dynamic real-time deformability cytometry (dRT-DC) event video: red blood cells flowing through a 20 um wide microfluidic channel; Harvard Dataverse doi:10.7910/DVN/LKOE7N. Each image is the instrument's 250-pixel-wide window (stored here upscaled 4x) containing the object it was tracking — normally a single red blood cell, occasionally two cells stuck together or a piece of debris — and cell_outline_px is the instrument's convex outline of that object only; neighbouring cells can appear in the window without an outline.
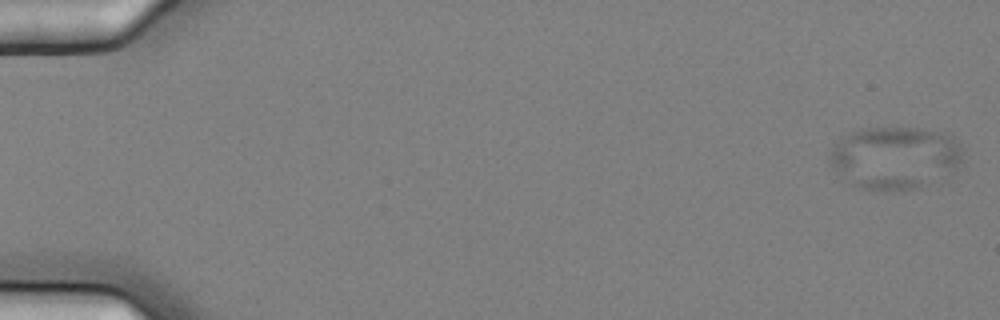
{"species": "common noctule bat (a hibernating species)", "species_latin": "Nyctalus noctula", "temperature_condition": "cold", "stored_images_in_passage": 9, "camera_frame_rate_fps": 3000, "um_per_image_px": 0.085, "animal": {"sex": "female", "body_mass_g": 25.1}, "frame": {"image": 1, "passage_image": 1, "time_ms": 0.0, "image_size_px": [1000, 320], "cell_outline_px": [[960, 160], [956, 168], [912, 188], [892, 192], [860, 188], [836, 176], [828, 160], [832, 148], [840, 140], [852, 132], [868, 128], [920, 128], [940, 132], [952, 136], [960, 148]], "centroid_in_image_um": [75.95, 13.4], "position_along_channel_um": 9.0, "area_um2": 47.69}}